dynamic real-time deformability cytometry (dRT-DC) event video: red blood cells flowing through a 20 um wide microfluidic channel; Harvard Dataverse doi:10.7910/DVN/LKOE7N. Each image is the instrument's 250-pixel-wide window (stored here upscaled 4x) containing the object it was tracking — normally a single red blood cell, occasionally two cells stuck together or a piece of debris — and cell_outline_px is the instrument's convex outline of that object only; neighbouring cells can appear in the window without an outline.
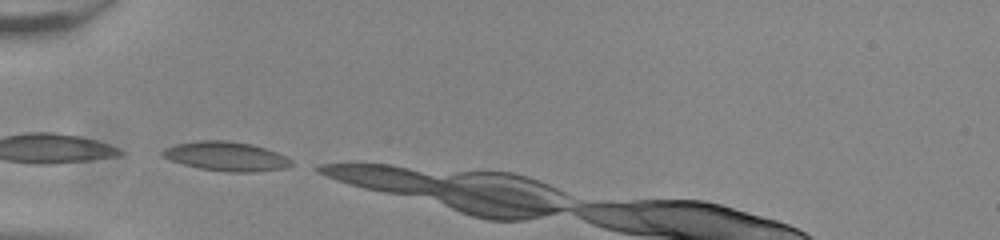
{"species": "common noctule bat (a hibernating species)", "species_latin": "Nyctalus noctula", "temperature_condition": "room temperature", "stored_images_in_passage": 7, "camera_frame_rate_fps": 3000, "um_per_image_px": 0.085, "animal": {"sex": "male", "body_mass_g": 20.0, "forearm_length_mm": 53.3}, "frame": {"image": 1, "passage_image": 1, "time_ms": 0.0, "image_size_px": [1000, 240], "cell_outline_px": [[296, 164], [284, 168], [252, 172], [228, 172], [200, 168], [184, 164], [160, 156], [160, 152], [164, 148], [176, 144], [200, 140], [228, 140], [252, 144], [276, 152], [292, 160]], "centroid_in_image_um": [19.22, 13.28], "position_along_channel_um": 65.8, "area_um2": 21.91}}